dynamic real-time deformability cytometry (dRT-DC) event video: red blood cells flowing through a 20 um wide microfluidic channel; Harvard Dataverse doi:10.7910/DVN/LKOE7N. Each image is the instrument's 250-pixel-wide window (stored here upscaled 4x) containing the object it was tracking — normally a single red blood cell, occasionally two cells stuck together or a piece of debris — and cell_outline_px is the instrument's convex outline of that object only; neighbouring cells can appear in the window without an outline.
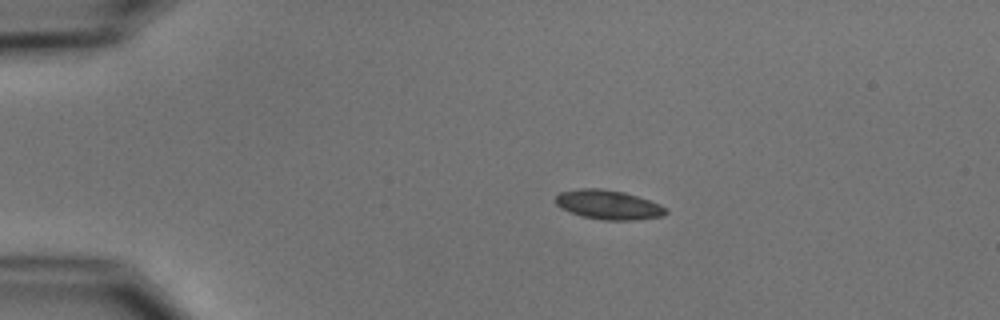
{"species": "common noctule bat (a hibernating species)", "species_latin": "Nyctalus noctula", "temperature_condition": "cold", "stored_images_in_passage": 10, "camera_frame_rate_fps": 3000, "um_per_image_px": 0.085, "animal": {"sex": "male", "body_mass_g": 15.6}, "frame": {"image": 1, "passage_image": 4, "time_ms": 3.333, "image_size_px": [1000, 320], "cell_outline_px": [[668, 212], [664, 216], [632, 220], [604, 220], [584, 216], [572, 212], [556, 204], [556, 196], [560, 192], [580, 188], [600, 188], [624, 192], [660, 204], [668, 208]], "centroid_in_image_um": [51.76, 17.4], "position_along_channel_um": 33.2, "area_um2": 18.61}}
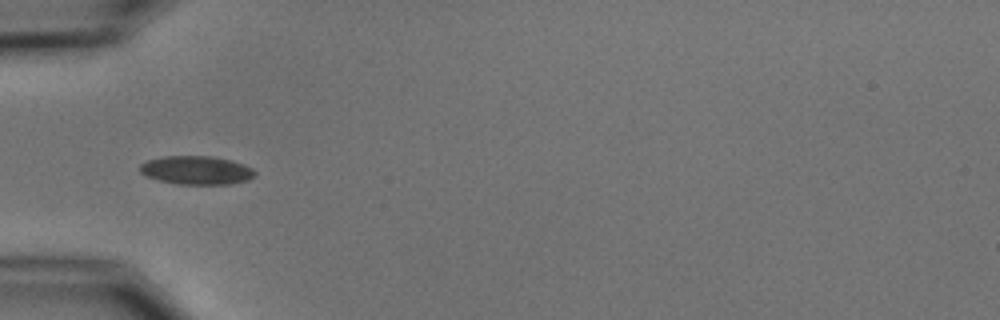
{"frame": {"image": 2, "passage_image": 6, "time_ms": 5.667, "image_size_px": [1000, 320], "cell_outline_px": [[256, 172], [248, 180], [228, 184], [176, 184], [144, 176], [140, 172], [140, 164], [148, 160], [164, 156], [212, 156], [232, 160], [244, 164], [252, 168]], "centroid_in_image_um": [16.68, 14.46], "position_along_channel_um": 68.3, "area_um2": 19.13}}